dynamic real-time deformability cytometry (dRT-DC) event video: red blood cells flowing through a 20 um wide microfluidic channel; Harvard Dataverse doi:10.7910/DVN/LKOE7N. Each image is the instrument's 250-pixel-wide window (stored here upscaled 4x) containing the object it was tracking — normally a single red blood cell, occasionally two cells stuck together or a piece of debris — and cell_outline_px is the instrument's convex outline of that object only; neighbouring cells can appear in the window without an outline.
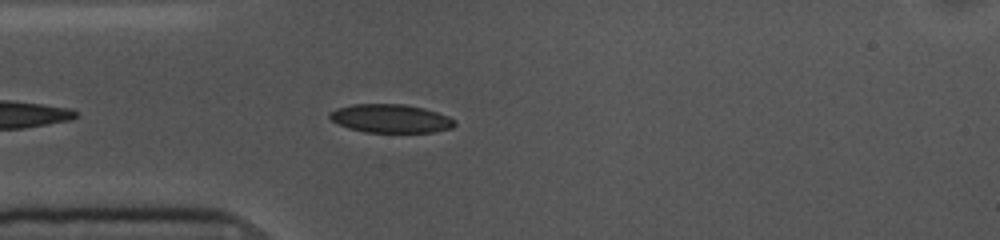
{"species": "common noctule bat (a hibernating species)", "species_latin": "Nyctalus noctula", "temperature_condition": "cold", "stored_images_in_passage": 43, "camera_frame_rate_fps": 3000, "um_per_image_px": 0.085, "animal": {"sex": "female", "body_mass_g": 10.0, "forearm_length_mm": 53.1}, "frame": {"image": 1, "passage_image": 5, "time_ms": 1.333, "image_size_px": [1000, 240], "cell_outline_px": [[456, 124], [452, 128], [432, 132], [364, 132], [348, 128], [332, 120], [328, 116], [328, 112], [336, 108], [352, 104], [404, 104], [424, 108], [448, 116], [456, 120]], "centroid_in_image_um": [33.2, 10.07], "position_along_channel_um": 51.8, "area_um2": 20.81}}
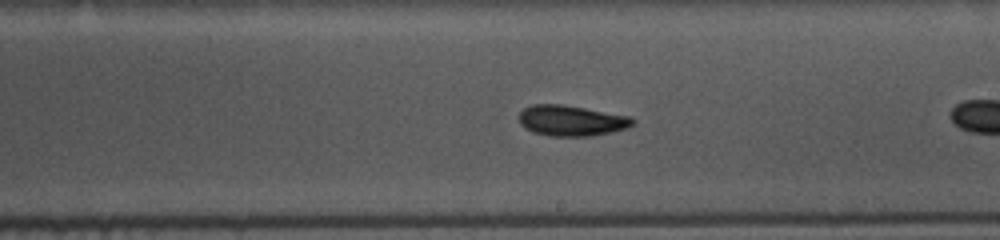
{"frame": {"image": 2, "passage_image": 18, "time_ms": 5.667, "image_size_px": [1000, 240], "cell_outline_px": [[636, 124], [628, 128], [612, 132], [592, 136], [552, 136], [532, 132], [520, 124], [520, 112], [524, 108], [532, 104], [564, 104], [632, 116], [636, 120]], "centroid_in_image_um": [48.63, 10.25], "position_along_channel_um": 240.4, "area_um2": 20.63}}
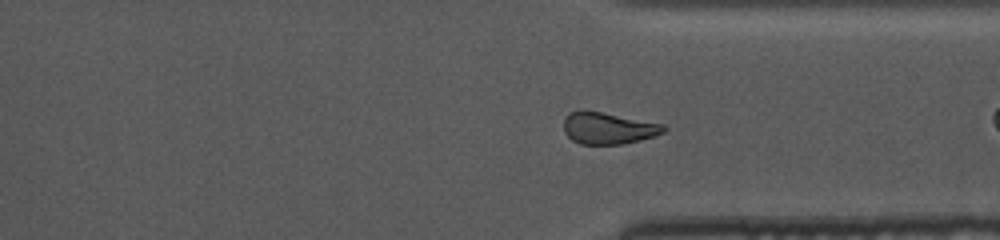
{"frame": {"image": 3, "passage_image": 28, "time_ms": 9.0, "image_size_px": [1000, 240], "cell_outline_px": [[668, 128], [664, 132], [640, 140], [624, 144], [580, 144], [572, 140], [564, 132], [564, 120], [568, 112], [600, 112], [664, 124]], "centroid_in_image_um": [51.71, 10.92], "position_along_channel_um": 359.7, "area_um2": 18.15}, "authors_computed_cell_mechanics": {"area_um2": 20.23, "velocity_mm_per_s": 3.5863, "shape_relaxation_time_tau1_ms": 1.8954, "shape_relaxation_time_tau2_ms": 2.4238, "deformation_change_tau1": 0.1053, "deformation_change_tau2": 0.0662}}